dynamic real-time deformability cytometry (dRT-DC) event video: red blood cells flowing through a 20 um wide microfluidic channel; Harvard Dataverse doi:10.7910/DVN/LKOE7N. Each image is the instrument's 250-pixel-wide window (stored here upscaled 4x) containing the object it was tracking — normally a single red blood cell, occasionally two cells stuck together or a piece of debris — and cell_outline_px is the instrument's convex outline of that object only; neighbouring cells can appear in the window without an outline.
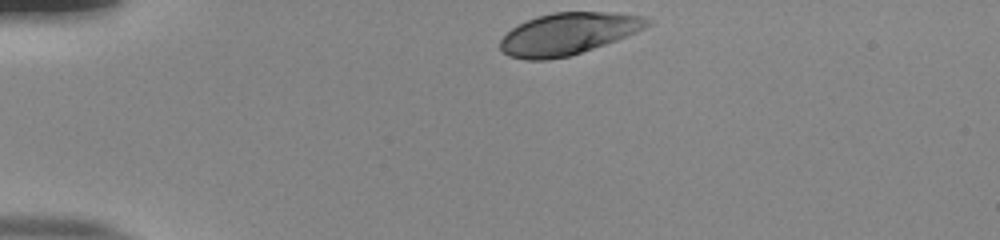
{"species": "human", "species_latin": "Homo sapiens", "temperature_condition": "room temperature", "stored_images_in_passage": 34, "camera_frame_rate_fps": 3000, "um_per_image_px": 0.085, "donor": {"sex": "male"}, "frame": {"image": 1, "passage_image": 1, "time_ms": 0.0, "image_size_px": [1000, 240], "cell_outline_px": [[652, 24], [636, 32], [616, 40], [568, 56], [548, 60], [524, 60], [508, 56], [500, 48], [500, 40], [512, 28], [536, 16], [552, 12], [616, 12], [644, 16], [652, 20]], "centroid_in_image_um": [48.3, 2.86], "position_along_channel_um": 36.7, "area_um2": 35.78}}
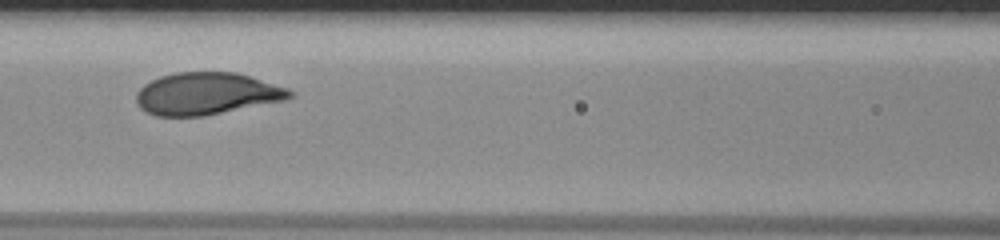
{"frame": {"image": 2, "passage_image": 14, "time_ms": 4.333, "image_size_px": [1000, 240], "cell_outline_px": [[296, 96], [288, 100], [204, 116], [156, 116], [140, 108], [136, 100], [136, 92], [144, 84], [160, 76], [176, 72], [236, 72], [288, 88], [296, 92]], "centroid_in_image_um": [17.61, 7.96], "position_along_channel_um": 149.0, "area_um2": 38.03}}
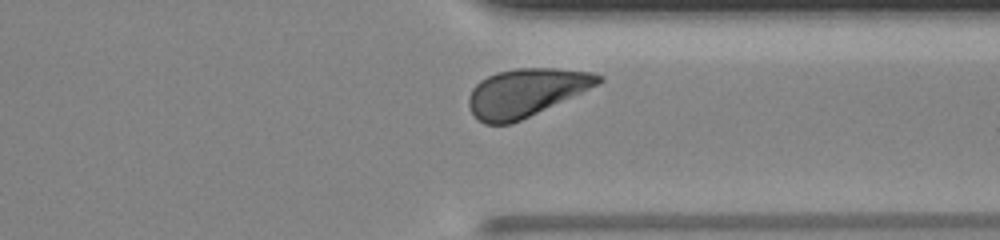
{"frame": {"image": 3, "passage_image": 31, "time_ms": 10.0, "image_size_px": [1000, 240], "cell_outline_px": [[604, 80], [580, 92], [512, 124], [484, 124], [472, 112], [468, 104], [468, 96], [472, 88], [480, 80], [496, 72], [516, 68], [556, 68], [592, 72], [604, 76]], "centroid_in_image_um": [44.66, 7.85], "position_along_channel_um": 366.7, "area_um2": 35.72}, "authors_computed_cell_mechanics": {"area_um2": 37.4255, "velocity_mm_per_s": 3.8387, "shape_relaxation_time_tau1_ms": 2.2825, "shape_relaxation_time_tau2_ms": null, "deformation_change_tau1": 0.1327, "deformation_change_tau2": null}}